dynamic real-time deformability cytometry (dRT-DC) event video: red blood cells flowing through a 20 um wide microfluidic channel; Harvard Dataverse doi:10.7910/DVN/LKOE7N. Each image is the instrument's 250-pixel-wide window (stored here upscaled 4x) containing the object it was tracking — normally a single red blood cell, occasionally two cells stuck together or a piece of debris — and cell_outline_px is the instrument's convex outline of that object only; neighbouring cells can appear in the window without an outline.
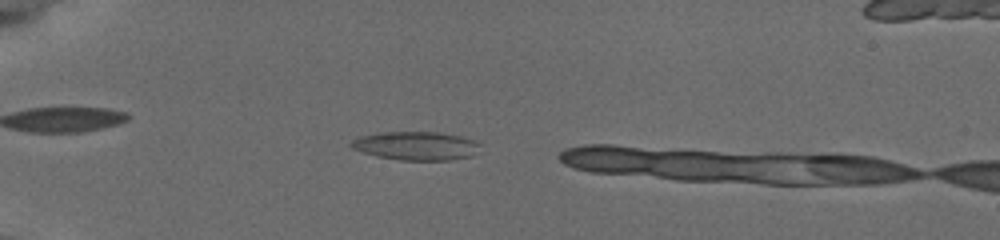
{"species": "common noctule bat (a hibernating species)", "species_latin": "Nyctalus noctula", "temperature_condition": "cold", "stored_images_in_passage": 12, "camera_frame_rate_fps": 3000, "um_per_image_px": 0.085, "animal": {"sex": "female", "body_mass_g": 19.5, "forearm_length_mm": 54.1}, "frame": {"image": 1, "passage_image": 10, "time_ms": 3.333, "image_size_px": [1000, 240], "cell_outline_px": [[476, 144], [468, 156], [448, 160], [400, 160], [380, 156], [364, 152], [352, 148], [352, 140], [364, 136], [388, 132], [440, 132], [460, 136], [472, 140]], "centroid_in_image_um": [35.3, 12.39], "position_along_channel_um": 49.7, "area_um2": 20.4}}